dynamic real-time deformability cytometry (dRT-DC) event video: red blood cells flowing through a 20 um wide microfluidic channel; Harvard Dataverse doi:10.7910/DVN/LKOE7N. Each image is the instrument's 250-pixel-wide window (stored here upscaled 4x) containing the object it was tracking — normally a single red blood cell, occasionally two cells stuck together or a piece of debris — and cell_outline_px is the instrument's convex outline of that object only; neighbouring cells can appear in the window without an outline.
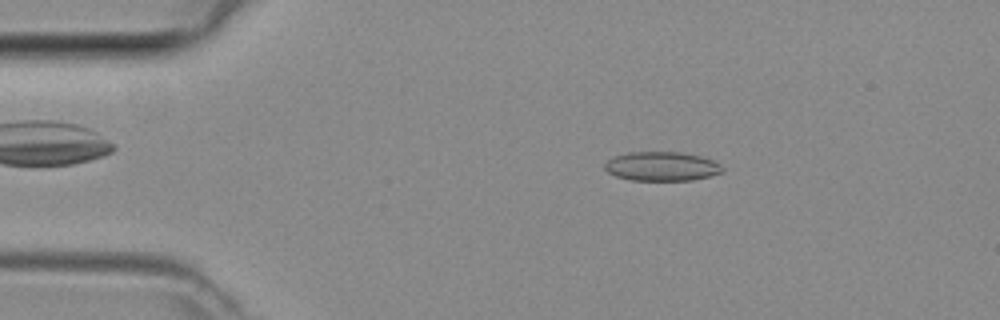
{"species": "common noctule bat (a hibernating species)", "species_latin": "Nyctalus noctula", "temperature_condition": "room temperature", "stored_images_in_passage": 45, "camera_frame_rate_fps": 3000, "um_per_image_px": 0.085, "animal": {"sex": "female", "body_mass_g": 29.2, "forearm_length_mm": 56.3}, "frame": {"image": 1, "passage_image": 7, "time_ms": 2.0, "image_size_px": [1000, 320], "cell_outline_px": [[724, 172], [712, 176], [692, 180], [632, 180], [616, 176], [608, 172], [604, 168], [604, 164], [612, 156], [628, 152], [680, 152], [700, 156], [712, 160], [720, 164], [724, 168]], "centroid_in_image_um": [56.26, 14.14], "position_along_channel_um": 28.7, "area_um2": 20.11}}
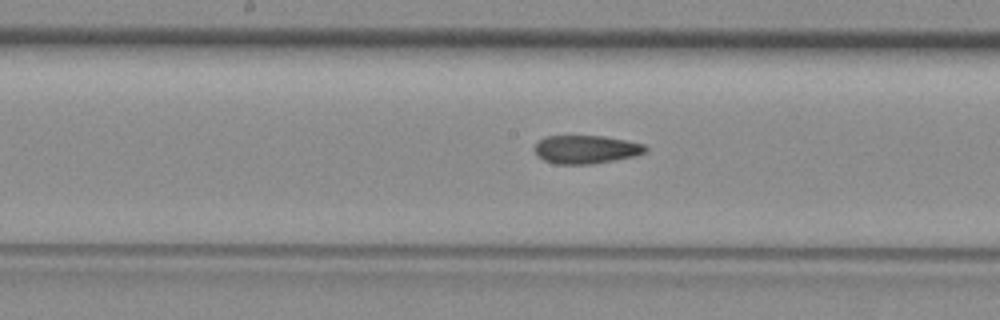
{"frame": {"image": 2, "passage_image": 22, "time_ms": 7.0, "image_size_px": [1000, 320], "cell_outline_px": [[648, 148], [644, 152], [636, 156], [592, 164], [556, 164], [544, 160], [536, 156], [532, 148], [544, 136], [604, 136], [644, 144]], "centroid_in_image_um": [49.77, 12.7], "position_along_channel_um": 198.4, "area_um2": 18.38}}
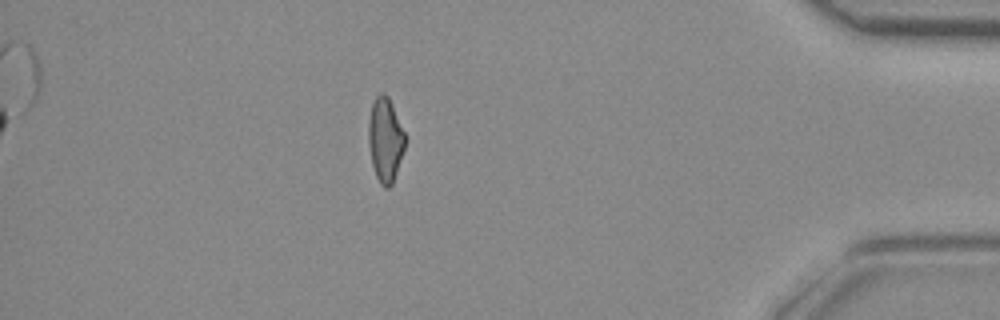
{"frame": {"image": 3, "passage_image": 39, "time_ms": 12.667, "image_size_px": [1000, 320], "cell_outline_px": [[408, 136], [392, 184], [388, 188], [384, 188], [380, 184], [376, 176], [372, 164], [368, 144], [368, 120], [372, 104], [376, 96], [380, 92], [384, 92], [388, 96]], "centroid_in_image_um": [32.76, 11.84], "position_along_channel_um": 402.4, "area_um2": 18.26}}